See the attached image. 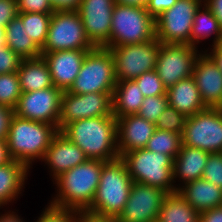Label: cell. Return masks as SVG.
<instances>
[{
	"label": "cell",
	"mask_w": 222,
	"mask_h": 222,
	"mask_svg": "<svg viewBox=\"0 0 222 222\" xmlns=\"http://www.w3.org/2000/svg\"><path fill=\"white\" fill-rule=\"evenodd\" d=\"M60 132L79 146L88 159L108 162L120 157L117 120L114 115L70 122Z\"/></svg>",
	"instance_id": "obj_1"
},
{
	"label": "cell",
	"mask_w": 222,
	"mask_h": 222,
	"mask_svg": "<svg viewBox=\"0 0 222 222\" xmlns=\"http://www.w3.org/2000/svg\"><path fill=\"white\" fill-rule=\"evenodd\" d=\"M104 161L88 159L55 178L59 194L51 206L86 211L92 204Z\"/></svg>",
	"instance_id": "obj_2"
},
{
	"label": "cell",
	"mask_w": 222,
	"mask_h": 222,
	"mask_svg": "<svg viewBox=\"0 0 222 222\" xmlns=\"http://www.w3.org/2000/svg\"><path fill=\"white\" fill-rule=\"evenodd\" d=\"M59 132L56 125L12 116L6 138L8 154L30 168L33 160L43 159L52 139Z\"/></svg>",
	"instance_id": "obj_3"
},
{
	"label": "cell",
	"mask_w": 222,
	"mask_h": 222,
	"mask_svg": "<svg viewBox=\"0 0 222 222\" xmlns=\"http://www.w3.org/2000/svg\"><path fill=\"white\" fill-rule=\"evenodd\" d=\"M132 183L126 164L120 157L104 162L94 199L86 211L118 217L129 198Z\"/></svg>",
	"instance_id": "obj_4"
},
{
	"label": "cell",
	"mask_w": 222,
	"mask_h": 222,
	"mask_svg": "<svg viewBox=\"0 0 222 222\" xmlns=\"http://www.w3.org/2000/svg\"><path fill=\"white\" fill-rule=\"evenodd\" d=\"M120 158L125 162L133 182L155 186L167 193L177 192L178 187L172 184L174 159L171 156L142 148L124 153Z\"/></svg>",
	"instance_id": "obj_5"
},
{
	"label": "cell",
	"mask_w": 222,
	"mask_h": 222,
	"mask_svg": "<svg viewBox=\"0 0 222 222\" xmlns=\"http://www.w3.org/2000/svg\"><path fill=\"white\" fill-rule=\"evenodd\" d=\"M155 37V19L146 8L115 4L112 11L110 39L104 48L139 44Z\"/></svg>",
	"instance_id": "obj_6"
},
{
	"label": "cell",
	"mask_w": 222,
	"mask_h": 222,
	"mask_svg": "<svg viewBox=\"0 0 222 222\" xmlns=\"http://www.w3.org/2000/svg\"><path fill=\"white\" fill-rule=\"evenodd\" d=\"M117 83L111 51L95 47L87 52L79 74L68 92L74 94L113 93Z\"/></svg>",
	"instance_id": "obj_7"
},
{
	"label": "cell",
	"mask_w": 222,
	"mask_h": 222,
	"mask_svg": "<svg viewBox=\"0 0 222 222\" xmlns=\"http://www.w3.org/2000/svg\"><path fill=\"white\" fill-rule=\"evenodd\" d=\"M78 11H54L42 53L64 50H92Z\"/></svg>",
	"instance_id": "obj_8"
},
{
	"label": "cell",
	"mask_w": 222,
	"mask_h": 222,
	"mask_svg": "<svg viewBox=\"0 0 222 222\" xmlns=\"http://www.w3.org/2000/svg\"><path fill=\"white\" fill-rule=\"evenodd\" d=\"M182 144L209 153H222V108L207 107L187 117Z\"/></svg>",
	"instance_id": "obj_9"
},
{
	"label": "cell",
	"mask_w": 222,
	"mask_h": 222,
	"mask_svg": "<svg viewBox=\"0 0 222 222\" xmlns=\"http://www.w3.org/2000/svg\"><path fill=\"white\" fill-rule=\"evenodd\" d=\"M160 45L155 37L139 44L110 47L117 81L135 80L141 74L155 70Z\"/></svg>",
	"instance_id": "obj_10"
},
{
	"label": "cell",
	"mask_w": 222,
	"mask_h": 222,
	"mask_svg": "<svg viewBox=\"0 0 222 222\" xmlns=\"http://www.w3.org/2000/svg\"><path fill=\"white\" fill-rule=\"evenodd\" d=\"M202 0H177L176 4L155 19L156 38L160 43L191 45L194 16Z\"/></svg>",
	"instance_id": "obj_11"
},
{
	"label": "cell",
	"mask_w": 222,
	"mask_h": 222,
	"mask_svg": "<svg viewBox=\"0 0 222 222\" xmlns=\"http://www.w3.org/2000/svg\"><path fill=\"white\" fill-rule=\"evenodd\" d=\"M197 48L189 44L161 43L155 71L168 89L178 81L192 76Z\"/></svg>",
	"instance_id": "obj_12"
},
{
	"label": "cell",
	"mask_w": 222,
	"mask_h": 222,
	"mask_svg": "<svg viewBox=\"0 0 222 222\" xmlns=\"http://www.w3.org/2000/svg\"><path fill=\"white\" fill-rule=\"evenodd\" d=\"M113 93L74 94L63 91L61 98L59 131L68 123L85 118L113 115Z\"/></svg>",
	"instance_id": "obj_13"
},
{
	"label": "cell",
	"mask_w": 222,
	"mask_h": 222,
	"mask_svg": "<svg viewBox=\"0 0 222 222\" xmlns=\"http://www.w3.org/2000/svg\"><path fill=\"white\" fill-rule=\"evenodd\" d=\"M63 91L55 86L22 92L14 114L23 119L45 122L58 127Z\"/></svg>",
	"instance_id": "obj_14"
},
{
	"label": "cell",
	"mask_w": 222,
	"mask_h": 222,
	"mask_svg": "<svg viewBox=\"0 0 222 222\" xmlns=\"http://www.w3.org/2000/svg\"><path fill=\"white\" fill-rule=\"evenodd\" d=\"M168 193L155 186L132 183L129 198L117 217L118 222H154Z\"/></svg>",
	"instance_id": "obj_15"
},
{
	"label": "cell",
	"mask_w": 222,
	"mask_h": 222,
	"mask_svg": "<svg viewBox=\"0 0 222 222\" xmlns=\"http://www.w3.org/2000/svg\"><path fill=\"white\" fill-rule=\"evenodd\" d=\"M114 0H82L78 13L84 30L95 47H104L110 39Z\"/></svg>",
	"instance_id": "obj_16"
},
{
	"label": "cell",
	"mask_w": 222,
	"mask_h": 222,
	"mask_svg": "<svg viewBox=\"0 0 222 222\" xmlns=\"http://www.w3.org/2000/svg\"><path fill=\"white\" fill-rule=\"evenodd\" d=\"M192 77L205 106L222 108V72L208 54L196 58Z\"/></svg>",
	"instance_id": "obj_17"
},
{
	"label": "cell",
	"mask_w": 222,
	"mask_h": 222,
	"mask_svg": "<svg viewBox=\"0 0 222 222\" xmlns=\"http://www.w3.org/2000/svg\"><path fill=\"white\" fill-rule=\"evenodd\" d=\"M90 50H64L42 53L51 80L56 88L68 91L79 74L81 64Z\"/></svg>",
	"instance_id": "obj_18"
},
{
	"label": "cell",
	"mask_w": 222,
	"mask_h": 222,
	"mask_svg": "<svg viewBox=\"0 0 222 222\" xmlns=\"http://www.w3.org/2000/svg\"><path fill=\"white\" fill-rule=\"evenodd\" d=\"M118 153H124L145 148L148 140L153 136L156 125L139 115H127L116 118Z\"/></svg>",
	"instance_id": "obj_19"
},
{
	"label": "cell",
	"mask_w": 222,
	"mask_h": 222,
	"mask_svg": "<svg viewBox=\"0 0 222 222\" xmlns=\"http://www.w3.org/2000/svg\"><path fill=\"white\" fill-rule=\"evenodd\" d=\"M50 165L53 178L88 160L83 150L60 131L54 136L43 161Z\"/></svg>",
	"instance_id": "obj_20"
},
{
	"label": "cell",
	"mask_w": 222,
	"mask_h": 222,
	"mask_svg": "<svg viewBox=\"0 0 222 222\" xmlns=\"http://www.w3.org/2000/svg\"><path fill=\"white\" fill-rule=\"evenodd\" d=\"M182 187L177 191L199 213L222 206V189L203 178Z\"/></svg>",
	"instance_id": "obj_21"
},
{
	"label": "cell",
	"mask_w": 222,
	"mask_h": 222,
	"mask_svg": "<svg viewBox=\"0 0 222 222\" xmlns=\"http://www.w3.org/2000/svg\"><path fill=\"white\" fill-rule=\"evenodd\" d=\"M166 95L168 105L174 107L186 117L193 116L207 108L200 97L199 89L192 76L169 87Z\"/></svg>",
	"instance_id": "obj_22"
},
{
	"label": "cell",
	"mask_w": 222,
	"mask_h": 222,
	"mask_svg": "<svg viewBox=\"0 0 222 222\" xmlns=\"http://www.w3.org/2000/svg\"><path fill=\"white\" fill-rule=\"evenodd\" d=\"M209 154L207 151L182 144L173 161V180L178 176L188 183L202 178Z\"/></svg>",
	"instance_id": "obj_23"
},
{
	"label": "cell",
	"mask_w": 222,
	"mask_h": 222,
	"mask_svg": "<svg viewBox=\"0 0 222 222\" xmlns=\"http://www.w3.org/2000/svg\"><path fill=\"white\" fill-rule=\"evenodd\" d=\"M22 92L53 87L47 63L42 56L23 59L17 71Z\"/></svg>",
	"instance_id": "obj_24"
},
{
	"label": "cell",
	"mask_w": 222,
	"mask_h": 222,
	"mask_svg": "<svg viewBox=\"0 0 222 222\" xmlns=\"http://www.w3.org/2000/svg\"><path fill=\"white\" fill-rule=\"evenodd\" d=\"M144 96L134 80L117 81L112 94V113L116 118L137 114Z\"/></svg>",
	"instance_id": "obj_25"
},
{
	"label": "cell",
	"mask_w": 222,
	"mask_h": 222,
	"mask_svg": "<svg viewBox=\"0 0 222 222\" xmlns=\"http://www.w3.org/2000/svg\"><path fill=\"white\" fill-rule=\"evenodd\" d=\"M28 169L25 164L16 160L0 165V206L18 197L27 177Z\"/></svg>",
	"instance_id": "obj_26"
},
{
	"label": "cell",
	"mask_w": 222,
	"mask_h": 222,
	"mask_svg": "<svg viewBox=\"0 0 222 222\" xmlns=\"http://www.w3.org/2000/svg\"><path fill=\"white\" fill-rule=\"evenodd\" d=\"M7 46L22 59L37 58L41 48L27 35L21 18L17 15L6 26Z\"/></svg>",
	"instance_id": "obj_27"
},
{
	"label": "cell",
	"mask_w": 222,
	"mask_h": 222,
	"mask_svg": "<svg viewBox=\"0 0 222 222\" xmlns=\"http://www.w3.org/2000/svg\"><path fill=\"white\" fill-rule=\"evenodd\" d=\"M158 220L160 222H200V213L177 191L165 196Z\"/></svg>",
	"instance_id": "obj_28"
},
{
	"label": "cell",
	"mask_w": 222,
	"mask_h": 222,
	"mask_svg": "<svg viewBox=\"0 0 222 222\" xmlns=\"http://www.w3.org/2000/svg\"><path fill=\"white\" fill-rule=\"evenodd\" d=\"M203 5L204 11L199 8L193 20L191 46L194 47H196L195 44L199 43L200 39L208 38L212 34H215L214 45L222 41V29L218 20L212 14L211 10L205 4Z\"/></svg>",
	"instance_id": "obj_29"
},
{
	"label": "cell",
	"mask_w": 222,
	"mask_h": 222,
	"mask_svg": "<svg viewBox=\"0 0 222 222\" xmlns=\"http://www.w3.org/2000/svg\"><path fill=\"white\" fill-rule=\"evenodd\" d=\"M52 14L18 13L27 35L42 48L45 44Z\"/></svg>",
	"instance_id": "obj_30"
},
{
	"label": "cell",
	"mask_w": 222,
	"mask_h": 222,
	"mask_svg": "<svg viewBox=\"0 0 222 222\" xmlns=\"http://www.w3.org/2000/svg\"><path fill=\"white\" fill-rule=\"evenodd\" d=\"M182 145V134L155 129L153 136L148 140L145 149L151 152H160L171 156H177Z\"/></svg>",
	"instance_id": "obj_31"
},
{
	"label": "cell",
	"mask_w": 222,
	"mask_h": 222,
	"mask_svg": "<svg viewBox=\"0 0 222 222\" xmlns=\"http://www.w3.org/2000/svg\"><path fill=\"white\" fill-rule=\"evenodd\" d=\"M21 94L17 72L0 74V105L14 109Z\"/></svg>",
	"instance_id": "obj_32"
},
{
	"label": "cell",
	"mask_w": 222,
	"mask_h": 222,
	"mask_svg": "<svg viewBox=\"0 0 222 222\" xmlns=\"http://www.w3.org/2000/svg\"><path fill=\"white\" fill-rule=\"evenodd\" d=\"M187 117L168 105L162 114L159 115L156 128L159 130L170 131L176 134H183Z\"/></svg>",
	"instance_id": "obj_33"
},
{
	"label": "cell",
	"mask_w": 222,
	"mask_h": 222,
	"mask_svg": "<svg viewBox=\"0 0 222 222\" xmlns=\"http://www.w3.org/2000/svg\"><path fill=\"white\" fill-rule=\"evenodd\" d=\"M167 106V95L149 96L144 98L137 115L156 124L159 115L163 113Z\"/></svg>",
	"instance_id": "obj_34"
},
{
	"label": "cell",
	"mask_w": 222,
	"mask_h": 222,
	"mask_svg": "<svg viewBox=\"0 0 222 222\" xmlns=\"http://www.w3.org/2000/svg\"><path fill=\"white\" fill-rule=\"evenodd\" d=\"M134 81L138 84L144 98L166 95L167 88L163 85V82L155 70H150L141 74Z\"/></svg>",
	"instance_id": "obj_35"
},
{
	"label": "cell",
	"mask_w": 222,
	"mask_h": 222,
	"mask_svg": "<svg viewBox=\"0 0 222 222\" xmlns=\"http://www.w3.org/2000/svg\"><path fill=\"white\" fill-rule=\"evenodd\" d=\"M202 178L222 189V153H210Z\"/></svg>",
	"instance_id": "obj_36"
},
{
	"label": "cell",
	"mask_w": 222,
	"mask_h": 222,
	"mask_svg": "<svg viewBox=\"0 0 222 222\" xmlns=\"http://www.w3.org/2000/svg\"><path fill=\"white\" fill-rule=\"evenodd\" d=\"M79 211L49 205L36 222H78Z\"/></svg>",
	"instance_id": "obj_37"
},
{
	"label": "cell",
	"mask_w": 222,
	"mask_h": 222,
	"mask_svg": "<svg viewBox=\"0 0 222 222\" xmlns=\"http://www.w3.org/2000/svg\"><path fill=\"white\" fill-rule=\"evenodd\" d=\"M22 60L8 46H3L0 49V74L17 72Z\"/></svg>",
	"instance_id": "obj_38"
},
{
	"label": "cell",
	"mask_w": 222,
	"mask_h": 222,
	"mask_svg": "<svg viewBox=\"0 0 222 222\" xmlns=\"http://www.w3.org/2000/svg\"><path fill=\"white\" fill-rule=\"evenodd\" d=\"M18 13L52 14L54 9L50 0H17Z\"/></svg>",
	"instance_id": "obj_39"
},
{
	"label": "cell",
	"mask_w": 222,
	"mask_h": 222,
	"mask_svg": "<svg viewBox=\"0 0 222 222\" xmlns=\"http://www.w3.org/2000/svg\"><path fill=\"white\" fill-rule=\"evenodd\" d=\"M18 15L17 0H0V26L6 27Z\"/></svg>",
	"instance_id": "obj_40"
},
{
	"label": "cell",
	"mask_w": 222,
	"mask_h": 222,
	"mask_svg": "<svg viewBox=\"0 0 222 222\" xmlns=\"http://www.w3.org/2000/svg\"><path fill=\"white\" fill-rule=\"evenodd\" d=\"M177 0H149L146 11L157 19L163 12L176 4Z\"/></svg>",
	"instance_id": "obj_41"
},
{
	"label": "cell",
	"mask_w": 222,
	"mask_h": 222,
	"mask_svg": "<svg viewBox=\"0 0 222 222\" xmlns=\"http://www.w3.org/2000/svg\"><path fill=\"white\" fill-rule=\"evenodd\" d=\"M14 109L0 105V140H6Z\"/></svg>",
	"instance_id": "obj_42"
},
{
	"label": "cell",
	"mask_w": 222,
	"mask_h": 222,
	"mask_svg": "<svg viewBox=\"0 0 222 222\" xmlns=\"http://www.w3.org/2000/svg\"><path fill=\"white\" fill-rule=\"evenodd\" d=\"M78 222H118L117 217L98 215L89 211H79Z\"/></svg>",
	"instance_id": "obj_43"
},
{
	"label": "cell",
	"mask_w": 222,
	"mask_h": 222,
	"mask_svg": "<svg viewBox=\"0 0 222 222\" xmlns=\"http://www.w3.org/2000/svg\"><path fill=\"white\" fill-rule=\"evenodd\" d=\"M54 11H78L82 0H50Z\"/></svg>",
	"instance_id": "obj_44"
},
{
	"label": "cell",
	"mask_w": 222,
	"mask_h": 222,
	"mask_svg": "<svg viewBox=\"0 0 222 222\" xmlns=\"http://www.w3.org/2000/svg\"><path fill=\"white\" fill-rule=\"evenodd\" d=\"M200 222H222V206L200 213Z\"/></svg>",
	"instance_id": "obj_45"
},
{
	"label": "cell",
	"mask_w": 222,
	"mask_h": 222,
	"mask_svg": "<svg viewBox=\"0 0 222 222\" xmlns=\"http://www.w3.org/2000/svg\"><path fill=\"white\" fill-rule=\"evenodd\" d=\"M205 2L204 4L211 10L222 29V0H205Z\"/></svg>",
	"instance_id": "obj_46"
},
{
	"label": "cell",
	"mask_w": 222,
	"mask_h": 222,
	"mask_svg": "<svg viewBox=\"0 0 222 222\" xmlns=\"http://www.w3.org/2000/svg\"><path fill=\"white\" fill-rule=\"evenodd\" d=\"M212 51L213 52L208 55L214 60V62L217 64L218 68L222 72V41L217 45H213Z\"/></svg>",
	"instance_id": "obj_47"
},
{
	"label": "cell",
	"mask_w": 222,
	"mask_h": 222,
	"mask_svg": "<svg viewBox=\"0 0 222 222\" xmlns=\"http://www.w3.org/2000/svg\"><path fill=\"white\" fill-rule=\"evenodd\" d=\"M117 5L146 8L149 0H114Z\"/></svg>",
	"instance_id": "obj_48"
},
{
	"label": "cell",
	"mask_w": 222,
	"mask_h": 222,
	"mask_svg": "<svg viewBox=\"0 0 222 222\" xmlns=\"http://www.w3.org/2000/svg\"><path fill=\"white\" fill-rule=\"evenodd\" d=\"M11 160L8 154L6 140H0V165L6 164Z\"/></svg>",
	"instance_id": "obj_49"
},
{
	"label": "cell",
	"mask_w": 222,
	"mask_h": 222,
	"mask_svg": "<svg viewBox=\"0 0 222 222\" xmlns=\"http://www.w3.org/2000/svg\"><path fill=\"white\" fill-rule=\"evenodd\" d=\"M0 222H22V220L18 215H15L14 212L11 214L8 212L0 217Z\"/></svg>",
	"instance_id": "obj_50"
},
{
	"label": "cell",
	"mask_w": 222,
	"mask_h": 222,
	"mask_svg": "<svg viewBox=\"0 0 222 222\" xmlns=\"http://www.w3.org/2000/svg\"><path fill=\"white\" fill-rule=\"evenodd\" d=\"M3 46H7V40H6V27L0 26V49Z\"/></svg>",
	"instance_id": "obj_51"
}]
</instances>
